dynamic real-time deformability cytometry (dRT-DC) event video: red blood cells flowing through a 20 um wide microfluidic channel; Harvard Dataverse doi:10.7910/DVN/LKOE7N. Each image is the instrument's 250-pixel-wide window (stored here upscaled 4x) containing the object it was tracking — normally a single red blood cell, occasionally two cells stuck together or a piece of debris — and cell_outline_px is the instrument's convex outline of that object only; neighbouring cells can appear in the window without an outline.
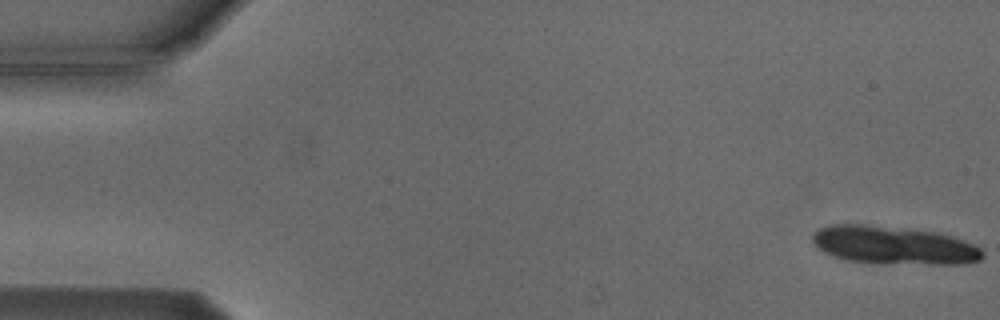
{"species": "Egyptian fruit bat (a non-hibernating species)", "species_latin": "Rousettus aegyptiacus", "temperature_condition": "cold", "stored_images_in_passage": 6, "camera_frame_rate_fps": 3000, "um_per_image_px": 0.085, "animal": {"sex": "male"}, "frame": {"image": 1, "passage_image": 1, "time_ms": 0.0, "image_size_px": [1000, 320], "cell_outline_px": [[984, 256], [980, 260], [960, 264], [872, 264], [848, 260], [832, 256], [816, 248], [812, 244], [812, 236], [820, 228], [832, 224], [864, 224], [936, 232], [952, 236], [964, 240], [980, 248], [984, 252]], "centroid_in_image_um": [75.94, 20.87], "position_along_channel_um": 9.1, "area_um2": 38.15}}